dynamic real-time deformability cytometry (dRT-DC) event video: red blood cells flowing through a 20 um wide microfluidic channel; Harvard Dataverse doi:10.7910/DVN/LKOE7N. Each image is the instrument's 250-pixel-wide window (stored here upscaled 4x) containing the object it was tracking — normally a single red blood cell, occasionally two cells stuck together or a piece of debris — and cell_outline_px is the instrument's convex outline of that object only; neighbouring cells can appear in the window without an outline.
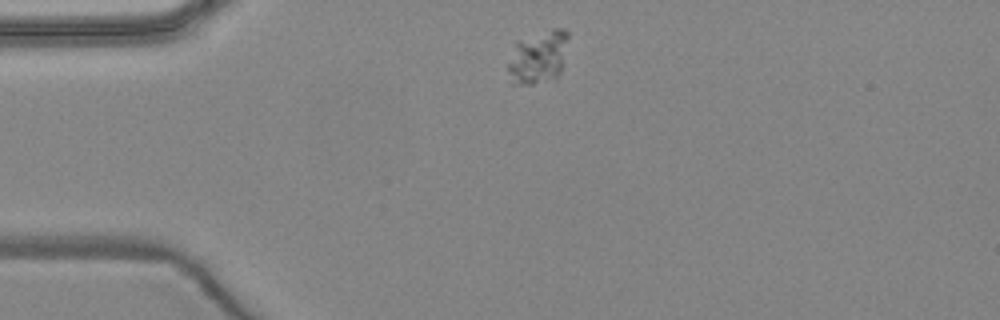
{"species": "common noctule bat (a hibernating species)", "species_latin": "Nyctalus noctula", "temperature_condition": "warm", "stored_images_in_passage": 3, "camera_frame_rate_fps": 3000, "um_per_image_px": 0.085, "animal": {"sex": "female", "body_mass_g": 24.6, "forearm_length_mm": 56.2}, "frame": {"image": 1, "passage_image": 1, "time_ms": 0.0, "image_size_px": [1000, 320], "cell_outline_px": [[568, 36], [560, 76], [556, 80], [532, 84], [512, 84], [508, 68], [508, 64], [516, 40], [552, 28], [564, 28], [568, 32]], "centroid_in_image_um": [45.76, 4.86], "position_along_channel_um": 39.2, "area_um2": 18.9}}
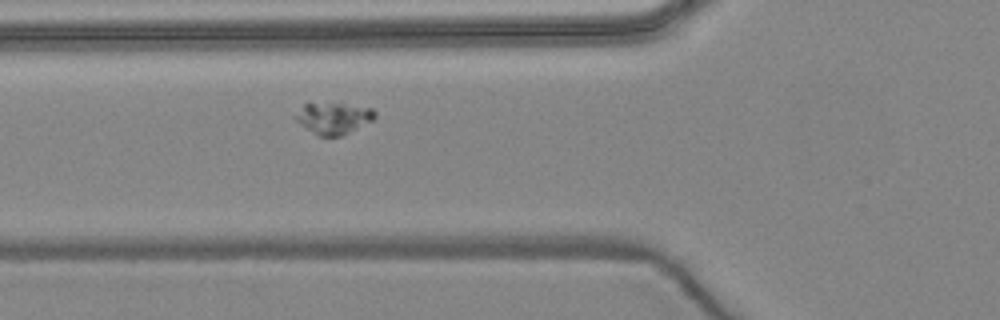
{"frame": {"image": 2, "passage_image": 3, "time_ms": 2.333, "image_size_px": [1000, 320], "cell_outline_px": [[376, 116], [372, 120], [340, 136], [320, 136], [296, 120], [292, 116], [308, 100], [344, 104], [372, 108], [376, 112]], "centroid_in_image_um": [28.29, 9.98], "position_along_channel_um": 97.5, "area_um2": 14.62}}